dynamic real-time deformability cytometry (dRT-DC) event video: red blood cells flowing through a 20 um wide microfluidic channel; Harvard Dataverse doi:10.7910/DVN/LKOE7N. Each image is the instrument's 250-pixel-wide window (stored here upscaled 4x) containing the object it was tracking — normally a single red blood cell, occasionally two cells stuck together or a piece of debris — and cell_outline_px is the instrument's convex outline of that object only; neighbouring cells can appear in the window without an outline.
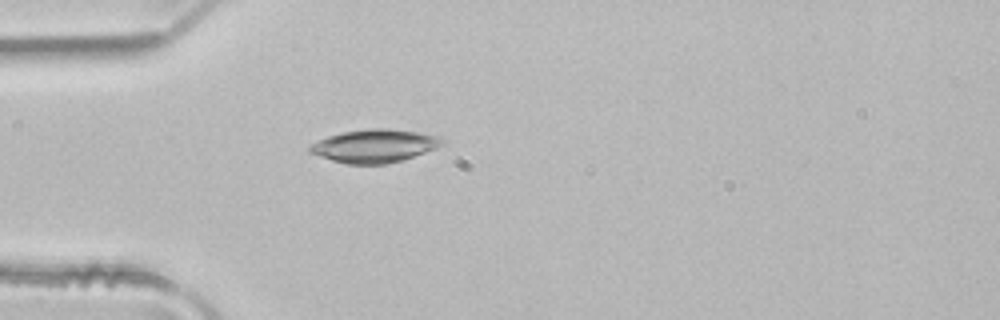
{"species": "common noctule bat (a hibernating species)", "species_latin": "Nyctalus noctula", "temperature_condition": "room temperature", "stored_images_in_passage": 3, "camera_frame_rate_fps": 3000, "um_per_image_px": 0.085, "animal": {"sex": "male", "body_mass_g": 21.5, "forearm_length_mm": 52.0}, "frame": {"image": 1, "passage_image": 3, "time_ms": 0.667, "image_size_px": [1000, 320], "cell_outline_px": [[448, 140], [444, 144], [436, 148], [388, 164], [348, 164], [332, 160], [308, 152], [308, 148], [312, 144], [328, 136], [340, 132], [368, 128], [388, 128], [420, 132], [440, 136]], "centroid_in_image_um": [31.87, 12.38], "position_along_channel_um": 53.1, "area_um2": 25.61}}